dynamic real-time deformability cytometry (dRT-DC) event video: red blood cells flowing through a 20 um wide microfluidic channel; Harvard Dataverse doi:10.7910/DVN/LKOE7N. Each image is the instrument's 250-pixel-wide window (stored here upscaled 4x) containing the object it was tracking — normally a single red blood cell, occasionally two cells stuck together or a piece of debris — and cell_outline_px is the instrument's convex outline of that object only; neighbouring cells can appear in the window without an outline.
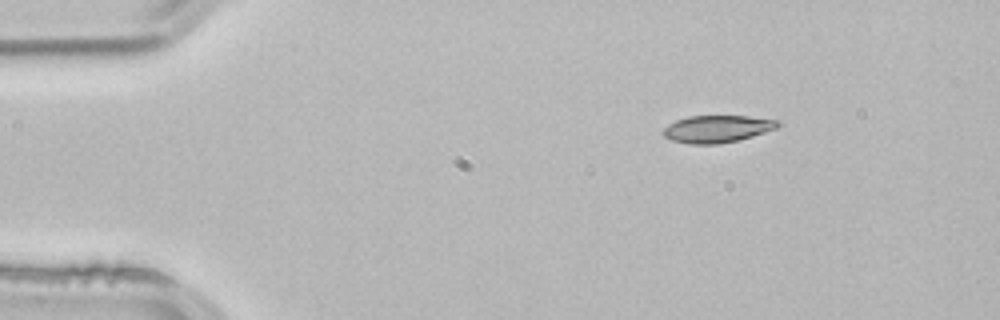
{"species": "common noctule bat (a hibernating species)", "species_latin": "Nyctalus noctula", "temperature_condition": "room temperature", "stored_images_in_passage": 4, "camera_frame_rate_fps": 3000, "um_per_image_px": 0.085, "animal": {"sex": "male", "body_mass_g": 21.5, "forearm_length_mm": 52.0}, "frame": {"image": 1, "passage_image": 1, "time_ms": 0.0, "image_size_px": [1000, 320], "cell_outline_px": [[780, 124], [776, 128], [752, 136], [736, 140], [716, 144], [688, 144], [672, 140], [664, 136], [664, 128], [668, 124], [676, 120], [688, 116], [748, 116], [780, 120]], "centroid_in_image_um": [60.95, 10.95], "position_along_channel_um": 24.0, "area_um2": 18.03}}
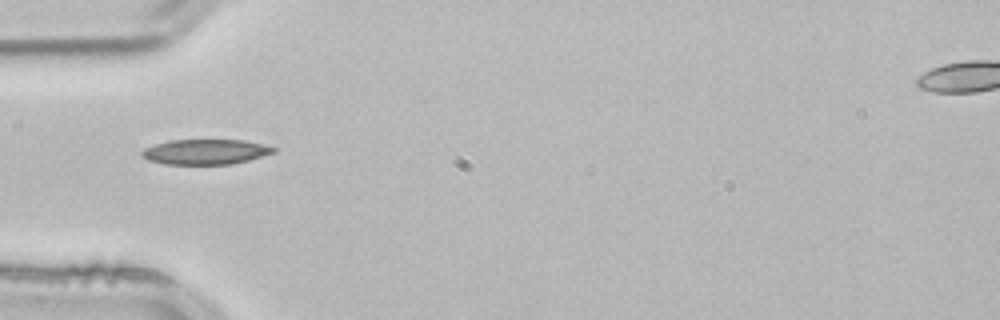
{"frame": {"image": 2, "passage_image": 3, "time_ms": 0.667, "image_size_px": [1000, 320], "cell_outline_px": [[276, 152], [248, 160], [232, 164], [164, 164], [148, 160], [140, 156], [140, 152], [144, 148], [168, 140], [244, 140], [264, 144], [276, 148]], "centroid_in_image_um": [17.45, 12.9], "position_along_channel_um": 67.6, "area_um2": 19.36}}